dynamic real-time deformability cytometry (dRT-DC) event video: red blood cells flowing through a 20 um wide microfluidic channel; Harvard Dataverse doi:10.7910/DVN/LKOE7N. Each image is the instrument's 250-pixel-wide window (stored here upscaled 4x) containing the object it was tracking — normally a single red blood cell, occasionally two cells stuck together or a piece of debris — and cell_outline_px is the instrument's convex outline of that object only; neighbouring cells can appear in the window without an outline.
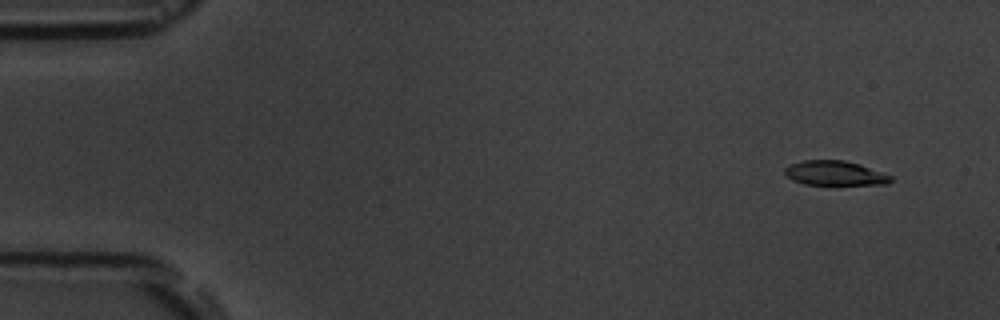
{"species": "common noctule bat (a hibernating species)", "species_latin": "Nyctalus noctula", "temperature_condition": "room temperature", "stored_images_in_passage": 8, "camera_frame_rate_fps": 3000, "um_per_image_px": 0.085, "animal": {"sex": "male", "body_mass_g": 19.5, "forearm_length_mm": 54.6}, "frame": {"image": 1, "passage_image": 2, "time_ms": 1.0, "image_size_px": [1000, 320], "cell_outline_px": [[892, 180], [888, 184], [804, 184], [792, 180], [784, 172], [784, 168], [792, 164], [804, 160], [844, 160], [860, 164], [892, 176]], "centroid_in_image_um": [70.97, 14.71], "position_along_channel_um": 14.0, "area_um2": 14.97}}
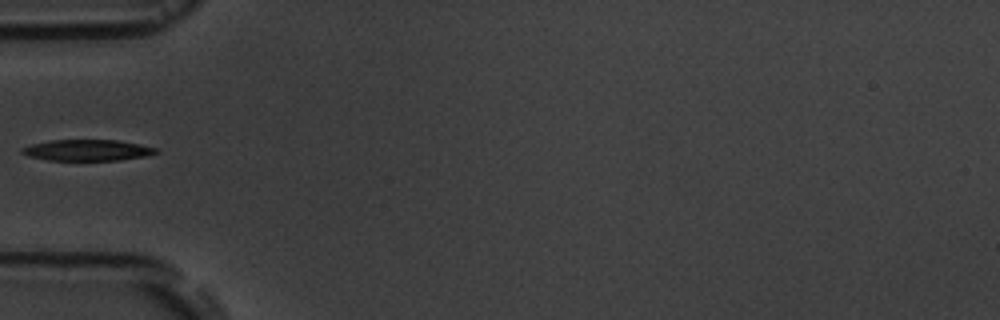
{"frame": {"image": 2, "passage_image": 6, "time_ms": 6.0, "image_size_px": [1000, 320], "cell_outline_px": [[160, 152], [144, 156], [120, 160], [48, 160], [28, 156], [20, 152], [20, 148], [32, 144], [52, 140], [116, 140], [140, 144], [156, 148]], "centroid_in_image_um": [7.41, 12.76], "position_along_channel_um": 77.6, "area_um2": 16.42}}
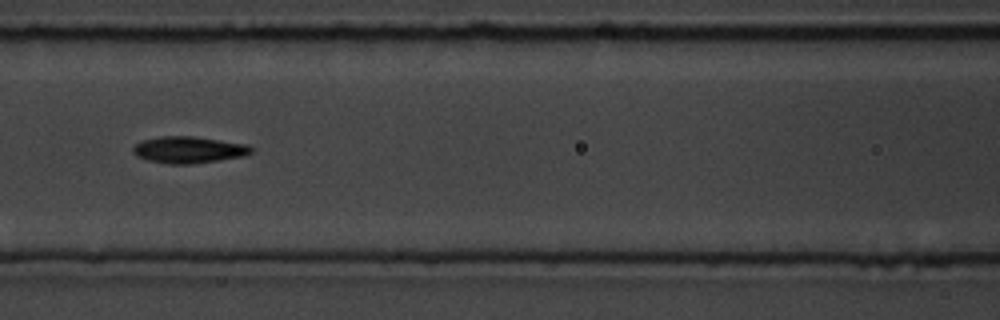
{"frame": {"image": 3, "passage_image": 8, "time_ms": 8.0, "image_size_px": [1000, 320], "cell_outline_px": [[252, 152], [244, 156], [192, 164], [168, 164], [148, 160], [136, 156], [132, 152], [132, 148], [136, 144], [144, 140], [160, 136], [192, 136], [248, 144], [252, 148]], "centroid_in_image_um": [16.03, 12.73], "position_along_channel_um": 150.6, "area_um2": 18.32}}